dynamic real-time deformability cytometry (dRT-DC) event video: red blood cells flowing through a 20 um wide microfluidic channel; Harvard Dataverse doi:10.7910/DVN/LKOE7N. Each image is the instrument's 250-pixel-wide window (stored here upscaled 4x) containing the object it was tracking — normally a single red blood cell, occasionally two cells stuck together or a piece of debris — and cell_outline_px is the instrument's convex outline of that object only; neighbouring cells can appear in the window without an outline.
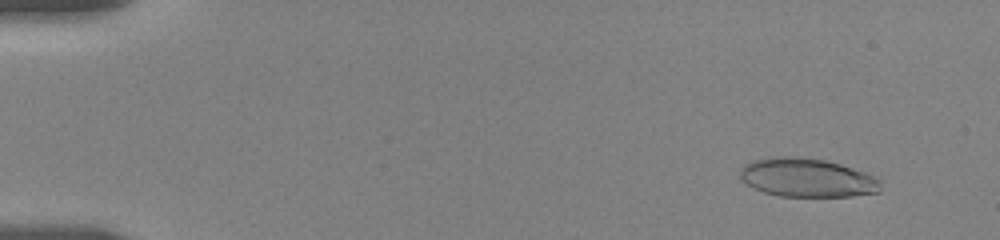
{"species": "human", "species_latin": "Homo sapiens", "temperature_condition": "room temperature", "stored_images_in_passage": 48, "camera_frame_rate_fps": 3000, "um_per_image_px": 0.085, "donor": {"sex": "female"}, "frame": {"image": 1, "passage_image": 5, "time_ms": 1.333, "image_size_px": [1000, 240], "cell_outline_px": [[880, 192], [852, 196], [780, 196], [764, 192], [752, 188], [740, 176], [740, 168], [744, 164], [752, 160], [772, 156], [800, 156], [824, 160], [840, 164], [864, 172], [880, 180]], "centroid_in_image_um": [68.57, 15.09], "position_along_channel_um": 16.4, "area_um2": 31.73}}
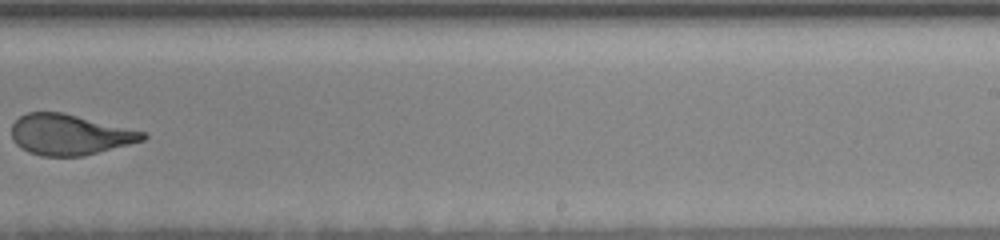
{"frame": {"image": 2, "passage_image": 32, "time_ms": 12.0, "image_size_px": [1000, 240], "cell_outline_px": [[148, 136], [144, 140], [84, 156], [40, 156], [28, 152], [20, 148], [16, 144], [12, 136], [12, 124], [20, 116], [28, 112], [64, 112], [144, 132]], "centroid_in_image_um": [5.89, 11.45], "position_along_channel_um": 283.1, "area_um2": 30.98}}
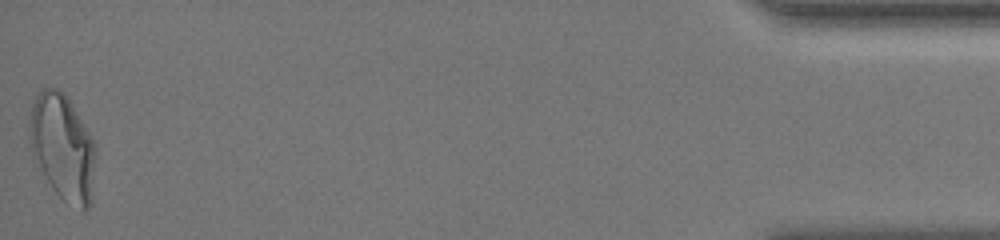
{"frame": {"image": 3, "passage_image": 48, "time_ms": 18.333, "image_size_px": [1000, 240], "cell_outline_px": [[96, 148], [88, 208], [84, 212], [68, 204], [52, 188], [36, 156], [32, 144], [32, 104], [40, 88], [60, 88], [64, 92], [88, 132]], "centroid_in_image_um": [5.36, 12.49], "position_along_channel_um": 429.8, "area_um2": 38.9}, "authors_computed_cell_mechanics": {"area_um2": 32.3391, "velocity_mm_per_s": 3.6698, "shape_relaxation_time_tau1_ms": 6.7534, "shape_relaxation_time_tau2_ms": 1.4029, "deformation_change_tau1": 0.2358, "deformation_change_tau2": 0.0963}}